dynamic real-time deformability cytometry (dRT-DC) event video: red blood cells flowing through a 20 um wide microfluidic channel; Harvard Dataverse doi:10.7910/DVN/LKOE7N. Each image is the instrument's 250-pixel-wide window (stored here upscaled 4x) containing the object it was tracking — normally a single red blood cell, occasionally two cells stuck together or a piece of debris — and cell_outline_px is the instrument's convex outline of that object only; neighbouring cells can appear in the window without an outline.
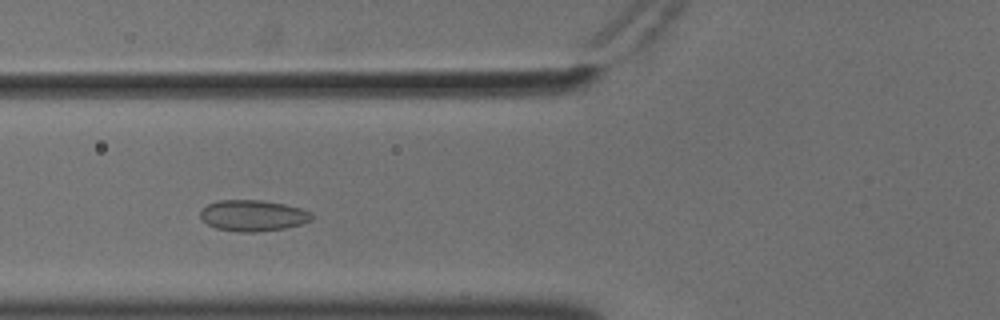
{"species": "common noctule bat (a hibernating species)", "species_latin": "Nyctalus noctula", "temperature_condition": "cold", "stored_images_in_passage": 48, "camera_frame_rate_fps": 3000, "um_per_image_px": 0.085, "animal": {"sex": "male", "body_mass_g": 18.8}, "frame": {"image": 1, "passage_image": 14, "time_ms": 4.333, "image_size_px": [1000, 320], "cell_outline_px": [[312, 220], [304, 224], [284, 228], [256, 232], [240, 232], [216, 228], [208, 224], [200, 216], [200, 208], [208, 204], [220, 200], [264, 200], [284, 204], [300, 208], [312, 212]], "centroid_in_image_um": [21.52, 18.32], "position_along_channel_um": 104.3, "area_um2": 20.29}}
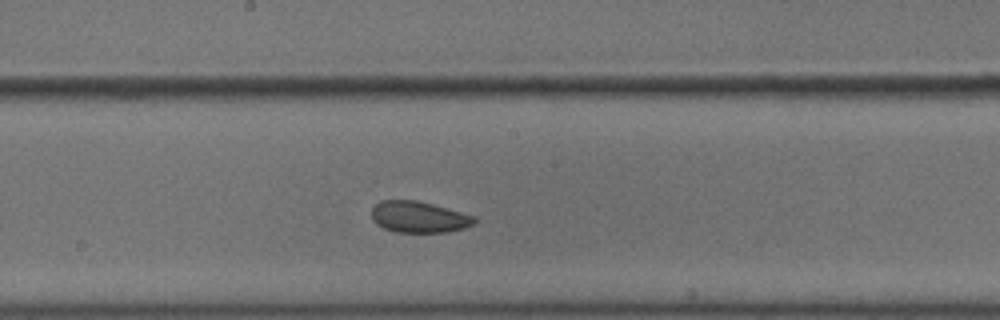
{"frame": {"image": 2, "passage_image": 23, "time_ms": 7.333, "image_size_px": [1000, 320], "cell_outline_px": [[476, 220], [472, 224], [464, 228], [448, 232], [396, 232], [384, 228], [376, 224], [372, 220], [372, 208], [380, 200], [416, 200], [432, 204], [476, 216]], "centroid_in_image_um": [35.58, 18.44], "position_along_channel_um": 212.6, "area_um2": 18.73}}
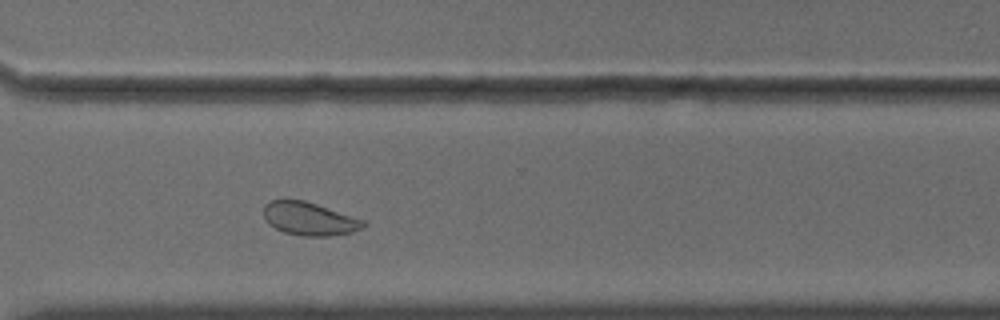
{"frame": {"image": 3, "passage_image": 34, "time_ms": 11.0, "image_size_px": [1000, 320], "cell_outline_px": [[368, 224], [364, 228], [352, 232], [328, 236], [300, 236], [284, 232], [268, 224], [264, 216], [264, 204], [272, 200], [304, 200], [364, 220]], "centroid_in_image_um": [26.3, 18.61], "position_along_channel_um": 344.3, "area_um2": 19.19}, "authors_computed_cell_mechanics": {"area_um2": 20.4901, "velocity_mm_per_s": 3.5954, "shape_relaxation_time_tau1_ms": null, "shape_relaxation_time_tau2_ms": 2.6635, "deformation_change_tau1": null, "deformation_change_tau2": 0.0641}}